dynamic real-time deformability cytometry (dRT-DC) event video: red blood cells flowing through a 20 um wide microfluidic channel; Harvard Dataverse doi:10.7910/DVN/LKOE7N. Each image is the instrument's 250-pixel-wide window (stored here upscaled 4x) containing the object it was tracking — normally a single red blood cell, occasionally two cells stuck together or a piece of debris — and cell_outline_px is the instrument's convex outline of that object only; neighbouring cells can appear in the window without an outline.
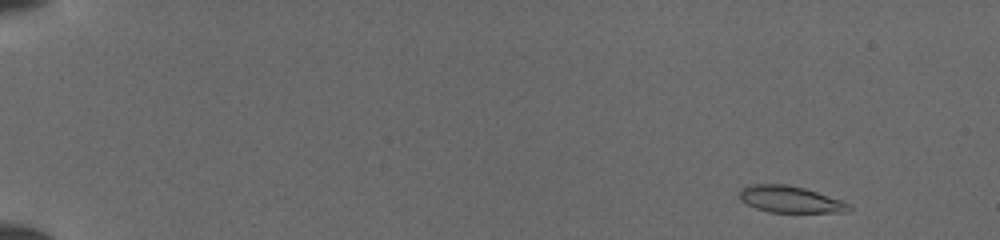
{"species": "common noctule bat (a hibernating species)", "species_latin": "Nyctalus noctula", "temperature_condition": "cold", "stored_images_in_passage": 48, "camera_frame_rate_fps": 3000, "um_per_image_px": 0.085, "animal": {"sex": "female", "body_mass_g": 19.5, "forearm_length_mm": 54.1}, "frame": {"image": 1, "passage_image": 2, "time_ms": 0.333, "image_size_px": [1000, 240], "cell_outline_px": [[852, 208], [848, 212], [768, 212], [756, 208], [740, 200], [740, 188], [748, 184], [788, 184], [804, 188], [840, 200], [848, 204]], "centroid_in_image_um": [67.12, 16.94], "position_along_channel_um": 17.9, "area_um2": 16.88}}
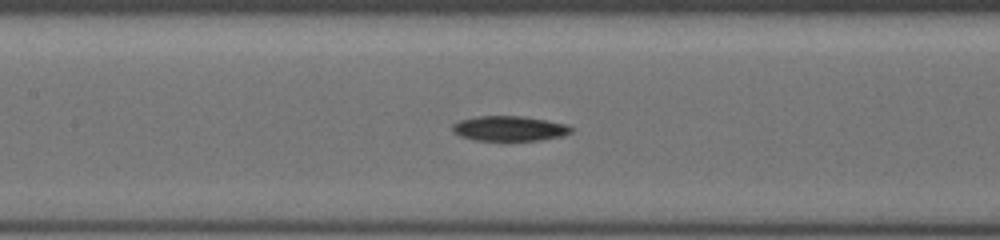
{"frame": {"image": 2, "passage_image": 23, "time_ms": 7.333, "image_size_px": [1000, 240], "cell_outline_px": [[572, 132], [560, 136], [540, 140], [508, 144], [476, 140], [460, 136], [452, 132], [452, 124], [460, 120], [476, 116], [524, 116], [548, 120], [568, 124], [572, 128]], "centroid_in_image_um": [43.28, 10.96], "position_along_channel_um": 164.1, "area_um2": 18.26}}
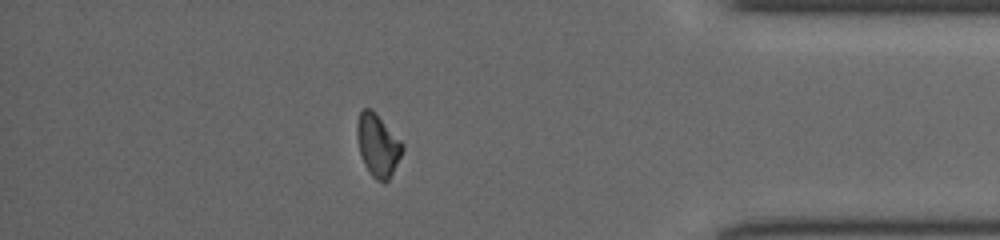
{"frame": {"image": 3, "passage_image": 42, "time_ms": 13.667, "image_size_px": [1000, 240], "cell_outline_px": [[404, 148], [388, 180], [384, 184], [376, 180], [372, 176], [364, 164], [360, 152], [356, 136], [356, 124], [360, 112], [364, 108], [372, 108], [376, 112], [404, 144]], "centroid_in_image_um": [32.1, 12.32], "position_along_channel_um": 403.1, "area_um2": 16.53}}